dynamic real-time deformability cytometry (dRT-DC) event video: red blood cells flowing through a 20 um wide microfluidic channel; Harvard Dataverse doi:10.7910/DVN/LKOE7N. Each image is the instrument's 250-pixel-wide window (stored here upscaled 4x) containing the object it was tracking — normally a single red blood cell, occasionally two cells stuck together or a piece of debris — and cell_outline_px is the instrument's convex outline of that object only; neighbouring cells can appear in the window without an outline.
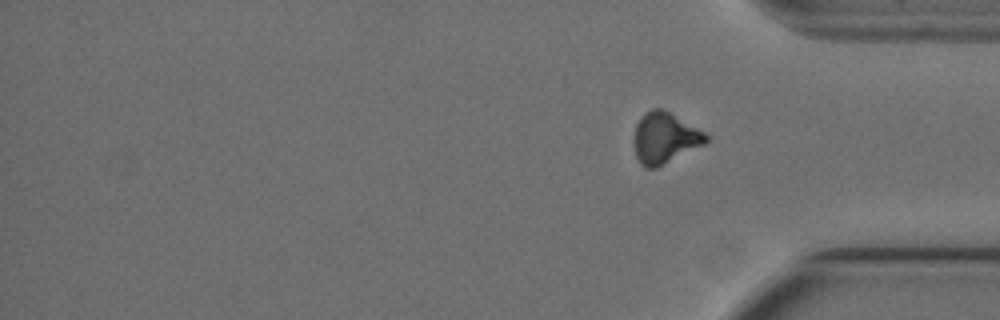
{"species": "Egyptian fruit bat (a non-hibernating species)", "species_latin": "Rousettus aegyptiacus", "temperature_condition": "cold", "stored_images_in_passage": 17, "segment_of_instrument_passage": [2, 2], "camera_frame_rate_fps": 3000, "um_per_image_px": 0.085, "animal": {"sex": "female"}, "frame": {"image": 1, "passage_image": 17, "time_ms": 5.333, "image_size_px": [1000, 320], "cell_outline_px": [[708, 140], [704, 144], [656, 168], [644, 168], [640, 164], [636, 156], [632, 144], [632, 136], [636, 124], [640, 116], [644, 112], [652, 108], [660, 108], [668, 112], [704, 132], [708, 136]], "centroid_in_image_um": [56.42, 11.73], "position_along_channel_um": 378.8, "area_um2": 21.44}}